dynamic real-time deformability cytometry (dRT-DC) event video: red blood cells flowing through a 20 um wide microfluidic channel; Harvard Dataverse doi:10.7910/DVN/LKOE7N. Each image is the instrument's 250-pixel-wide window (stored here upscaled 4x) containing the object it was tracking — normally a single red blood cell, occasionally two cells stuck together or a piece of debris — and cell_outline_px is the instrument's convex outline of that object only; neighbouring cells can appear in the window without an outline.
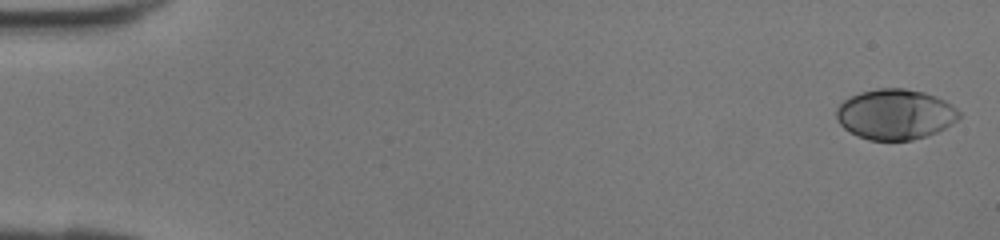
{"species": "human", "species_latin": "Homo sapiens", "temperature_condition": "room temperature", "stored_images_in_passage": 42, "camera_frame_rate_fps": 3000, "um_per_image_px": 0.085, "donor": {"sex": "female"}, "frame": {"image": 1, "passage_image": 1, "time_ms": 0.0, "image_size_px": [1000, 240], "cell_outline_px": [[960, 116], [956, 120], [944, 128], [936, 132], [912, 140], [868, 140], [856, 136], [844, 128], [836, 120], [836, 108], [844, 100], [860, 92], [880, 88], [904, 88], [924, 92], [936, 96], [952, 104], [960, 112]], "centroid_in_image_um": [76.07, 9.71], "position_along_channel_um": 8.9, "area_um2": 36.01}}
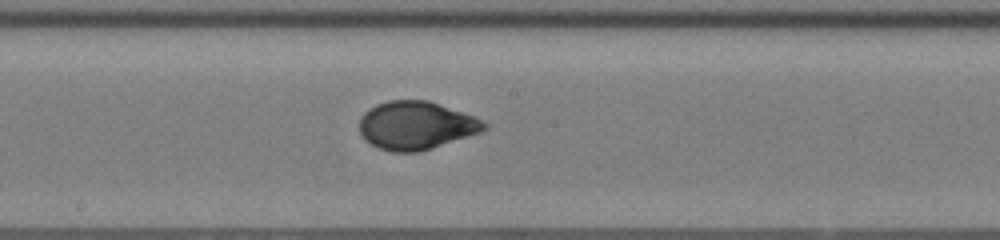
{"frame": {"image": 2, "passage_image": 23, "time_ms": 7.333, "image_size_px": [1000, 240], "cell_outline_px": [[488, 128], [480, 132], [420, 152], [392, 152], [376, 148], [364, 140], [360, 132], [360, 116], [368, 108], [376, 104], [388, 100], [428, 100], [472, 116], [488, 124]], "centroid_in_image_um": [35.3, 10.67], "position_along_channel_um": 212.9, "area_um2": 35.03}}
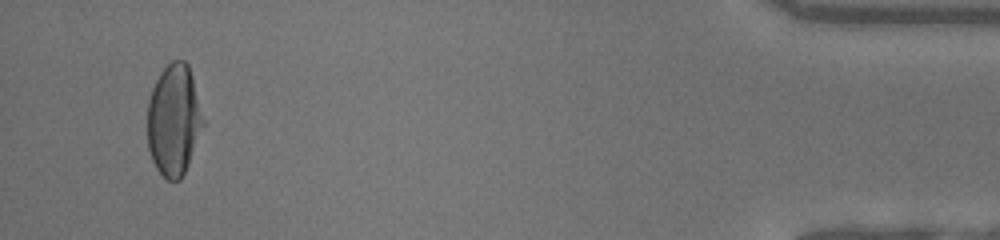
{"frame": {"image": 3, "passage_image": 40, "time_ms": 13.0, "image_size_px": [1000, 240], "cell_outline_px": [[204, 124], [188, 164], [180, 180], [168, 180], [156, 168], [152, 160], [148, 148], [148, 100], [152, 88], [160, 72], [172, 60], [184, 60], [188, 64], [204, 120]], "centroid_in_image_um": [14.76, 10.2], "position_along_channel_um": 420.4, "area_um2": 35.78}}